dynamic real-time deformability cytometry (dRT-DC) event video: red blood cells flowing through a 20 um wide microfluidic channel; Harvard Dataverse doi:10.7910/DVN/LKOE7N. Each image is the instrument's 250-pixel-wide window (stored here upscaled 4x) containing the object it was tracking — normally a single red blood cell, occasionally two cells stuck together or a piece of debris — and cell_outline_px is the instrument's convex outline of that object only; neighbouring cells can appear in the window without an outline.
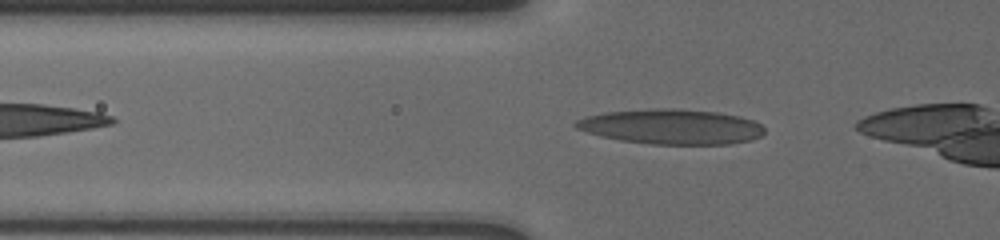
{"species": "human", "species_latin": "Homo sapiens", "temperature_condition": "cold", "stored_images_in_passage": 4, "camera_frame_rate_fps": 3000, "um_per_image_px": 0.085, "donor": {"sex": "male"}, "frame": {"image": 1, "passage_image": 3, "time_ms": 0.667, "image_size_px": [1000, 240], "cell_outline_px": [[764, 132], [760, 136], [752, 140], [728, 144], [652, 144], [620, 140], [600, 136], [576, 128], [572, 124], [576, 120], [588, 116], [608, 112], [656, 108], [672, 108], [716, 112], [740, 116], [752, 120], [760, 124], [764, 128]], "centroid_in_image_um": [57.08, 10.77], "position_along_channel_um": 68.7, "area_um2": 38.32}}